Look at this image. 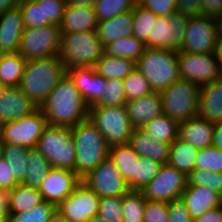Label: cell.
Instances as JSON below:
<instances>
[{"instance_id": "816d5d0a", "label": "cell", "mask_w": 222, "mask_h": 222, "mask_svg": "<svg viewBox=\"0 0 222 222\" xmlns=\"http://www.w3.org/2000/svg\"><path fill=\"white\" fill-rule=\"evenodd\" d=\"M168 222H193L191 214L181 198L168 203Z\"/></svg>"}, {"instance_id": "94428289", "label": "cell", "mask_w": 222, "mask_h": 222, "mask_svg": "<svg viewBox=\"0 0 222 222\" xmlns=\"http://www.w3.org/2000/svg\"><path fill=\"white\" fill-rule=\"evenodd\" d=\"M66 2L71 5H87L93 7L98 0H66Z\"/></svg>"}, {"instance_id": "2e32d148", "label": "cell", "mask_w": 222, "mask_h": 222, "mask_svg": "<svg viewBox=\"0 0 222 222\" xmlns=\"http://www.w3.org/2000/svg\"><path fill=\"white\" fill-rule=\"evenodd\" d=\"M189 17L174 13L171 17H157L153 21L152 48L179 52Z\"/></svg>"}, {"instance_id": "a7ac6f4b", "label": "cell", "mask_w": 222, "mask_h": 222, "mask_svg": "<svg viewBox=\"0 0 222 222\" xmlns=\"http://www.w3.org/2000/svg\"><path fill=\"white\" fill-rule=\"evenodd\" d=\"M2 156V147H1V142H0V157Z\"/></svg>"}, {"instance_id": "44dd1931", "label": "cell", "mask_w": 222, "mask_h": 222, "mask_svg": "<svg viewBox=\"0 0 222 222\" xmlns=\"http://www.w3.org/2000/svg\"><path fill=\"white\" fill-rule=\"evenodd\" d=\"M125 106L135 128H141L153 118L164 114L161 93L156 91L138 99L128 100Z\"/></svg>"}, {"instance_id": "d4e9b609", "label": "cell", "mask_w": 222, "mask_h": 222, "mask_svg": "<svg viewBox=\"0 0 222 222\" xmlns=\"http://www.w3.org/2000/svg\"><path fill=\"white\" fill-rule=\"evenodd\" d=\"M214 127V123L195 116L179 124V138L195 148H206L213 143Z\"/></svg>"}, {"instance_id": "8d00e7d4", "label": "cell", "mask_w": 222, "mask_h": 222, "mask_svg": "<svg viewBox=\"0 0 222 222\" xmlns=\"http://www.w3.org/2000/svg\"><path fill=\"white\" fill-rule=\"evenodd\" d=\"M2 157L8 162L15 180L22 184L26 175V156L28 148L15 144H1Z\"/></svg>"}, {"instance_id": "836d02e7", "label": "cell", "mask_w": 222, "mask_h": 222, "mask_svg": "<svg viewBox=\"0 0 222 222\" xmlns=\"http://www.w3.org/2000/svg\"><path fill=\"white\" fill-rule=\"evenodd\" d=\"M26 60L19 54H4L0 61V81L4 87H18Z\"/></svg>"}, {"instance_id": "bcb514c9", "label": "cell", "mask_w": 222, "mask_h": 222, "mask_svg": "<svg viewBox=\"0 0 222 222\" xmlns=\"http://www.w3.org/2000/svg\"><path fill=\"white\" fill-rule=\"evenodd\" d=\"M123 197L108 196L99 200L98 214L107 222H123Z\"/></svg>"}, {"instance_id": "681fc988", "label": "cell", "mask_w": 222, "mask_h": 222, "mask_svg": "<svg viewBox=\"0 0 222 222\" xmlns=\"http://www.w3.org/2000/svg\"><path fill=\"white\" fill-rule=\"evenodd\" d=\"M137 3L158 17H171L177 12L176 0H138Z\"/></svg>"}, {"instance_id": "91938a15", "label": "cell", "mask_w": 222, "mask_h": 222, "mask_svg": "<svg viewBox=\"0 0 222 222\" xmlns=\"http://www.w3.org/2000/svg\"><path fill=\"white\" fill-rule=\"evenodd\" d=\"M20 4L19 0H0V13L16 7Z\"/></svg>"}, {"instance_id": "11a10c76", "label": "cell", "mask_w": 222, "mask_h": 222, "mask_svg": "<svg viewBox=\"0 0 222 222\" xmlns=\"http://www.w3.org/2000/svg\"><path fill=\"white\" fill-rule=\"evenodd\" d=\"M201 15L213 19L222 15V0H201Z\"/></svg>"}, {"instance_id": "9c48e42d", "label": "cell", "mask_w": 222, "mask_h": 222, "mask_svg": "<svg viewBox=\"0 0 222 222\" xmlns=\"http://www.w3.org/2000/svg\"><path fill=\"white\" fill-rule=\"evenodd\" d=\"M48 126L43 111L38 108L32 114L18 120L0 124L1 144H15L24 148H36L44 129Z\"/></svg>"}, {"instance_id": "60d3db41", "label": "cell", "mask_w": 222, "mask_h": 222, "mask_svg": "<svg viewBox=\"0 0 222 222\" xmlns=\"http://www.w3.org/2000/svg\"><path fill=\"white\" fill-rule=\"evenodd\" d=\"M138 0H98L93 6L98 22L133 10Z\"/></svg>"}, {"instance_id": "03108f58", "label": "cell", "mask_w": 222, "mask_h": 222, "mask_svg": "<svg viewBox=\"0 0 222 222\" xmlns=\"http://www.w3.org/2000/svg\"><path fill=\"white\" fill-rule=\"evenodd\" d=\"M48 222H70V221L64 220L62 217H60L58 214H56L55 217H53Z\"/></svg>"}, {"instance_id": "4dcf8cb0", "label": "cell", "mask_w": 222, "mask_h": 222, "mask_svg": "<svg viewBox=\"0 0 222 222\" xmlns=\"http://www.w3.org/2000/svg\"><path fill=\"white\" fill-rule=\"evenodd\" d=\"M94 67L96 72L107 80L124 79L136 69V61L129 58L112 57L103 54L97 60Z\"/></svg>"}, {"instance_id": "6f0895ef", "label": "cell", "mask_w": 222, "mask_h": 222, "mask_svg": "<svg viewBox=\"0 0 222 222\" xmlns=\"http://www.w3.org/2000/svg\"><path fill=\"white\" fill-rule=\"evenodd\" d=\"M9 191L0 189V222H9Z\"/></svg>"}, {"instance_id": "1f68e13d", "label": "cell", "mask_w": 222, "mask_h": 222, "mask_svg": "<svg viewBox=\"0 0 222 222\" xmlns=\"http://www.w3.org/2000/svg\"><path fill=\"white\" fill-rule=\"evenodd\" d=\"M198 150L190 143L178 138L170 145L168 164L188 176L195 169Z\"/></svg>"}, {"instance_id": "30bf717a", "label": "cell", "mask_w": 222, "mask_h": 222, "mask_svg": "<svg viewBox=\"0 0 222 222\" xmlns=\"http://www.w3.org/2000/svg\"><path fill=\"white\" fill-rule=\"evenodd\" d=\"M61 43L60 26L48 25L25 28L18 53L27 61L59 55Z\"/></svg>"}, {"instance_id": "7c38bea8", "label": "cell", "mask_w": 222, "mask_h": 222, "mask_svg": "<svg viewBox=\"0 0 222 222\" xmlns=\"http://www.w3.org/2000/svg\"><path fill=\"white\" fill-rule=\"evenodd\" d=\"M81 181L100 198L123 197L131 191L128 183L109 158L87 173Z\"/></svg>"}, {"instance_id": "5b68a950", "label": "cell", "mask_w": 222, "mask_h": 222, "mask_svg": "<svg viewBox=\"0 0 222 222\" xmlns=\"http://www.w3.org/2000/svg\"><path fill=\"white\" fill-rule=\"evenodd\" d=\"M104 46L96 31L61 34L59 57L65 69L96 65Z\"/></svg>"}, {"instance_id": "ee69618b", "label": "cell", "mask_w": 222, "mask_h": 222, "mask_svg": "<svg viewBox=\"0 0 222 222\" xmlns=\"http://www.w3.org/2000/svg\"><path fill=\"white\" fill-rule=\"evenodd\" d=\"M195 169L222 173V149L214 145L198 150Z\"/></svg>"}, {"instance_id": "e575fe53", "label": "cell", "mask_w": 222, "mask_h": 222, "mask_svg": "<svg viewBox=\"0 0 222 222\" xmlns=\"http://www.w3.org/2000/svg\"><path fill=\"white\" fill-rule=\"evenodd\" d=\"M146 46L142 40L131 35L110 42L104 46V54L112 57H123L137 61L145 52Z\"/></svg>"}, {"instance_id": "d6986e66", "label": "cell", "mask_w": 222, "mask_h": 222, "mask_svg": "<svg viewBox=\"0 0 222 222\" xmlns=\"http://www.w3.org/2000/svg\"><path fill=\"white\" fill-rule=\"evenodd\" d=\"M66 73L89 106L94 105L102 97L107 79L99 75L95 67H73L67 69Z\"/></svg>"}, {"instance_id": "f5cc1de1", "label": "cell", "mask_w": 222, "mask_h": 222, "mask_svg": "<svg viewBox=\"0 0 222 222\" xmlns=\"http://www.w3.org/2000/svg\"><path fill=\"white\" fill-rule=\"evenodd\" d=\"M19 183L15 180L8 162L0 157V189L11 191Z\"/></svg>"}, {"instance_id": "8992f818", "label": "cell", "mask_w": 222, "mask_h": 222, "mask_svg": "<svg viewBox=\"0 0 222 222\" xmlns=\"http://www.w3.org/2000/svg\"><path fill=\"white\" fill-rule=\"evenodd\" d=\"M36 149L50 162L52 168L75 172L76 148L70 127L48 125Z\"/></svg>"}, {"instance_id": "52a82bcc", "label": "cell", "mask_w": 222, "mask_h": 222, "mask_svg": "<svg viewBox=\"0 0 222 222\" xmlns=\"http://www.w3.org/2000/svg\"><path fill=\"white\" fill-rule=\"evenodd\" d=\"M88 119L102 133L109 147L128 144L135 129L126 106H89Z\"/></svg>"}, {"instance_id": "f6af8a7d", "label": "cell", "mask_w": 222, "mask_h": 222, "mask_svg": "<svg viewBox=\"0 0 222 222\" xmlns=\"http://www.w3.org/2000/svg\"><path fill=\"white\" fill-rule=\"evenodd\" d=\"M19 5L25 28H39L51 25L50 22H44L43 4H39L37 0H27Z\"/></svg>"}, {"instance_id": "7a4b0ae2", "label": "cell", "mask_w": 222, "mask_h": 222, "mask_svg": "<svg viewBox=\"0 0 222 222\" xmlns=\"http://www.w3.org/2000/svg\"><path fill=\"white\" fill-rule=\"evenodd\" d=\"M65 73V66L58 55L27 60L18 87L40 107Z\"/></svg>"}, {"instance_id": "d590c367", "label": "cell", "mask_w": 222, "mask_h": 222, "mask_svg": "<svg viewBox=\"0 0 222 222\" xmlns=\"http://www.w3.org/2000/svg\"><path fill=\"white\" fill-rule=\"evenodd\" d=\"M157 17V15L143 8L138 3L133 9V35L142 40L146 48H152L153 21H156Z\"/></svg>"}, {"instance_id": "ac0fdd59", "label": "cell", "mask_w": 222, "mask_h": 222, "mask_svg": "<svg viewBox=\"0 0 222 222\" xmlns=\"http://www.w3.org/2000/svg\"><path fill=\"white\" fill-rule=\"evenodd\" d=\"M38 108L19 87H4L0 91V124L21 119Z\"/></svg>"}, {"instance_id": "484cf974", "label": "cell", "mask_w": 222, "mask_h": 222, "mask_svg": "<svg viewBox=\"0 0 222 222\" xmlns=\"http://www.w3.org/2000/svg\"><path fill=\"white\" fill-rule=\"evenodd\" d=\"M128 144L139 156L150 158L162 165L168 164L171 144L154 140L140 128L134 129Z\"/></svg>"}, {"instance_id": "83f0119b", "label": "cell", "mask_w": 222, "mask_h": 222, "mask_svg": "<svg viewBox=\"0 0 222 222\" xmlns=\"http://www.w3.org/2000/svg\"><path fill=\"white\" fill-rule=\"evenodd\" d=\"M139 155L129 144L109 147L108 158L115 164L129 188L134 191V168Z\"/></svg>"}, {"instance_id": "cb8c5ba5", "label": "cell", "mask_w": 222, "mask_h": 222, "mask_svg": "<svg viewBox=\"0 0 222 222\" xmlns=\"http://www.w3.org/2000/svg\"><path fill=\"white\" fill-rule=\"evenodd\" d=\"M198 116L214 124L222 121V77L200 87Z\"/></svg>"}, {"instance_id": "ffe728a7", "label": "cell", "mask_w": 222, "mask_h": 222, "mask_svg": "<svg viewBox=\"0 0 222 222\" xmlns=\"http://www.w3.org/2000/svg\"><path fill=\"white\" fill-rule=\"evenodd\" d=\"M25 27L20 5L0 13V51L18 53Z\"/></svg>"}, {"instance_id": "9f6ffc18", "label": "cell", "mask_w": 222, "mask_h": 222, "mask_svg": "<svg viewBox=\"0 0 222 222\" xmlns=\"http://www.w3.org/2000/svg\"><path fill=\"white\" fill-rule=\"evenodd\" d=\"M193 222H222V205L209 209L202 216L193 219Z\"/></svg>"}, {"instance_id": "7dc6e473", "label": "cell", "mask_w": 222, "mask_h": 222, "mask_svg": "<svg viewBox=\"0 0 222 222\" xmlns=\"http://www.w3.org/2000/svg\"><path fill=\"white\" fill-rule=\"evenodd\" d=\"M187 177V185L207 186L222 196V173L194 169Z\"/></svg>"}, {"instance_id": "6da1fadb", "label": "cell", "mask_w": 222, "mask_h": 222, "mask_svg": "<svg viewBox=\"0 0 222 222\" xmlns=\"http://www.w3.org/2000/svg\"><path fill=\"white\" fill-rule=\"evenodd\" d=\"M39 108L50 126L71 128L89 117V105L67 73Z\"/></svg>"}, {"instance_id": "8fae6325", "label": "cell", "mask_w": 222, "mask_h": 222, "mask_svg": "<svg viewBox=\"0 0 222 222\" xmlns=\"http://www.w3.org/2000/svg\"><path fill=\"white\" fill-rule=\"evenodd\" d=\"M180 77L202 87L222 77L217 53L200 54L178 52Z\"/></svg>"}, {"instance_id": "7402d4cb", "label": "cell", "mask_w": 222, "mask_h": 222, "mask_svg": "<svg viewBox=\"0 0 222 222\" xmlns=\"http://www.w3.org/2000/svg\"><path fill=\"white\" fill-rule=\"evenodd\" d=\"M181 199L191 214L192 220L209 209L222 205V196L207 186L187 185Z\"/></svg>"}, {"instance_id": "74e56055", "label": "cell", "mask_w": 222, "mask_h": 222, "mask_svg": "<svg viewBox=\"0 0 222 222\" xmlns=\"http://www.w3.org/2000/svg\"><path fill=\"white\" fill-rule=\"evenodd\" d=\"M146 198L141 191H130L123 196V222H143Z\"/></svg>"}, {"instance_id": "680465c9", "label": "cell", "mask_w": 222, "mask_h": 222, "mask_svg": "<svg viewBox=\"0 0 222 222\" xmlns=\"http://www.w3.org/2000/svg\"><path fill=\"white\" fill-rule=\"evenodd\" d=\"M212 145L222 149V121L215 123Z\"/></svg>"}, {"instance_id": "6125c7cd", "label": "cell", "mask_w": 222, "mask_h": 222, "mask_svg": "<svg viewBox=\"0 0 222 222\" xmlns=\"http://www.w3.org/2000/svg\"><path fill=\"white\" fill-rule=\"evenodd\" d=\"M218 42H222V15L214 18Z\"/></svg>"}, {"instance_id": "e7e4bbea", "label": "cell", "mask_w": 222, "mask_h": 222, "mask_svg": "<svg viewBox=\"0 0 222 222\" xmlns=\"http://www.w3.org/2000/svg\"><path fill=\"white\" fill-rule=\"evenodd\" d=\"M85 222H107L104 219L100 218L99 216L91 217L87 219Z\"/></svg>"}, {"instance_id": "ba28073f", "label": "cell", "mask_w": 222, "mask_h": 222, "mask_svg": "<svg viewBox=\"0 0 222 222\" xmlns=\"http://www.w3.org/2000/svg\"><path fill=\"white\" fill-rule=\"evenodd\" d=\"M200 87L188 80L181 79L161 91L164 114L184 122L198 116Z\"/></svg>"}, {"instance_id": "d6a6232c", "label": "cell", "mask_w": 222, "mask_h": 222, "mask_svg": "<svg viewBox=\"0 0 222 222\" xmlns=\"http://www.w3.org/2000/svg\"><path fill=\"white\" fill-rule=\"evenodd\" d=\"M43 202L44 198L39 189L18 184L9 191L10 213L29 211Z\"/></svg>"}, {"instance_id": "c3c4849f", "label": "cell", "mask_w": 222, "mask_h": 222, "mask_svg": "<svg viewBox=\"0 0 222 222\" xmlns=\"http://www.w3.org/2000/svg\"><path fill=\"white\" fill-rule=\"evenodd\" d=\"M37 1L39 4H43L44 22H50L53 25L60 26L67 6L66 0Z\"/></svg>"}, {"instance_id": "f907efd6", "label": "cell", "mask_w": 222, "mask_h": 222, "mask_svg": "<svg viewBox=\"0 0 222 222\" xmlns=\"http://www.w3.org/2000/svg\"><path fill=\"white\" fill-rule=\"evenodd\" d=\"M168 203L146 200L143 222H168Z\"/></svg>"}, {"instance_id": "7bdbcfd3", "label": "cell", "mask_w": 222, "mask_h": 222, "mask_svg": "<svg viewBox=\"0 0 222 222\" xmlns=\"http://www.w3.org/2000/svg\"><path fill=\"white\" fill-rule=\"evenodd\" d=\"M124 80L125 97L134 100L153 91L149 80L138 70L134 69Z\"/></svg>"}, {"instance_id": "e0dca14e", "label": "cell", "mask_w": 222, "mask_h": 222, "mask_svg": "<svg viewBox=\"0 0 222 222\" xmlns=\"http://www.w3.org/2000/svg\"><path fill=\"white\" fill-rule=\"evenodd\" d=\"M80 182L81 178L75 172L68 169L52 168L44 177L39 192L44 201L58 206L72 194Z\"/></svg>"}, {"instance_id": "4316f807", "label": "cell", "mask_w": 222, "mask_h": 222, "mask_svg": "<svg viewBox=\"0 0 222 222\" xmlns=\"http://www.w3.org/2000/svg\"><path fill=\"white\" fill-rule=\"evenodd\" d=\"M133 10L118 14L117 16L98 22L97 36L103 46L120 38L133 35Z\"/></svg>"}, {"instance_id": "f546056e", "label": "cell", "mask_w": 222, "mask_h": 222, "mask_svg": "<svg viewBox=\"0 0 222 222\" xmlns=\"http://www.w3.org/2000/svg\"><path fill=\"white\" fill-rule=\"evenodd\" d=\"M26 175L23 185L39 189L44 177L52 169L50 162L36 149H28L26 156Z\"/></svg>"}, {"instance_id": "9a60e30c", "label": "cell", "mask_w": 222, "mask_h": 222, "mask_svg": "<svg viewBox=\"0 0 222 222\" xmlns=\"http://www.w3.org/2000/svg\"><path fill=\"white\" fill-rule=\"evenodd\" d=\"M100 197L82 181L71 195L57 206V214L70 222H85L98 214Z\"/></svg>"}, {"instance_id": "db71d44e", "label": "cell", "mask_w": 222, "mask_h": 222, "mask_svg": "<svg viewBox=\"0 0 222 222\" xmlns=\"http://www.w3.org/2000/svg\"><path fill=\"white\" fill-rule=\"evenodd\" d=\"M177 12L188 17L201 15V0H176Z\"/></svg>"}, {"instance_id": "89a4df30", "label": "cell", "mask_w": 222, "mask_h": 222, "mask_svg": "<svg viewBox=\"0 0 222 222\" xmlns=\"http://www.w3.org/2000/svg\"><path fill=\"white\" fill-rule=\"evenodd\" d=\"M4 54L0 51V61H1V58Z\"/></svg>"}, {"instance_id": "b9f144b4", "label": "cell", "mask_w": 222, "mask_h": 222, "mask_svg": "<svg viewBox=\"0 0 222 222\" xmlns=\"http://www.w3.org/2000/svg\"><path fill=\"white\" fill-rule=\"evenodd\" d=\"M127 99L123 79H108L102 97L91 106H125Z\"/></svg>"}, {"instance_id": "5bb4252c", "label": "cell", "mask_w": 222, "mask_h": 222, "mask_svg": "<svg viewBox=\"0 0 222 222\" xmlns=\"http://www.w3.org/2000/svg\"><path fill=\"white\" fill-rule=\"evenodd\" d=\"M184 33L180 51L200 54L217 52L219 42L213 18L189 17Z\"/></svg>"}, {"instance_id": "ab89813d", "label": "cell", "mask_w": 222, "mask_h": 222, "mask_svg": "<svg viewBox=\"0 0 222 222\" xmlns=\"http://www.w3.org/2000/svg\"><path fill=\"white\" fill-rule=\"evenodd\" d=\"M161 167V163L140 156L134 168V191L144 189L157 176Z\"/></svg>"}, {"instance_id": "277c9868", "label": "cell", "mask_w": 222, "mask_h": 222, "mask_svg": "<svg viewBox=\"0 0 222 222\" xmlns=\"http://www.w3.org/2000/svg\"><path fill=\"white\" fill-rule=\"evenodd\" d=\"M136 69L149 80L151 88L156 92H161L182 79L177 51L146 48L136 61Z\"/></svg>"}, {"instance_id": "4fadbf2b", "label": "cell", "mask_w": 222, "mask_h": 222, "mask_svg": "<svg viewBox=\"0 0 222 222\" xmlns=\"http://www.w3.org/2000/svg\"><path fill=\"white\" fill-rule=\"evenodd\" d=\"M187 184L188 177L184 172L163 164L157 176L141 192L147 200L169 203L181 198Z\"/></svg>"}, {"instance_id": "3957f363", "label": "cell", "mask_w": 222, "mask_h": 222, "mask_svg": "<svg viewBox=\"0 0 222 222\" xmlns=\"http://www.w3.org/2000/svg\"><path fill=\"white\" fill-rule=\"evenodd\" d=\"M76 148L75 173L83 178L109 155V146L102 133L89 120L71 127Z\"/></svg>"}, {"instance_id": "be15d7a7", "label": "cell", "mask_w": 222, "mask_h": 222, "mask_svg": "<svg viewBox=\"0 0 222 222\" xmlns=\"http://www.w3.org/2000/svg\"><path fill=\"white\" fill-rule=\"evenodd\" d=\"M216 53H217L218 60H219V63H220V67H221V70H222V42L218 43V48H217Z\"/></svg>"}, {"instance_id": "003e7915", "label": "cell", "mask_w": 222, "mask_h": 222, "mask_svg": "<svg viewBox=\"0 0 222 222\" xmlns=\"http://www.w3.org/2000/svg\"><path fill=\"white\" fill-rule=\"evenodd\" d=\"M4 88L3 84L0 81V91Z\"/></svg>"}, {"instance_id": "603a6c76", "label": "cell", "mask_w": 222, "mask_h": 222, "mask_svg": "<svg viewBox=\"0 0 222 222\" xmlns=\"http://www.w3.org/2000/svg\"><path fill=\"white\" fill-rule=\"evenodd\" d=\"M97 25L94 7L67 4L60 31L61 34L96 31Z\"/></svg>"}, {"instance_id": "f1b7e54d", "label": "cell", "mask_w": 222, "mask_h": 222, "mask_svg": "<svg viewBox=\"0 0 222 222\" xmlns=\"http://www.w3.org/2000/svg\"><path fill=\"white\" fill-rule=\"evenodd\" d=\"M179 122L162 114L144 124L140 129L154 140L172 144L179 138Z\"/></svg>"}, {"instance_id": "f35d334b", "label": "cell", "mask_w": 222, "mask_h": 222, "mask_svg": "<svg viewBox=\"0 0 222 222\" xmlns=\"http://www.w3.org/2000/svg\"><path fill=\"white\" fill-rule=\"evenodd\" d=\"M57 214V206L47 201L29 211L10 213L9 222H48Z\"/></svg>"}]
</instances>
